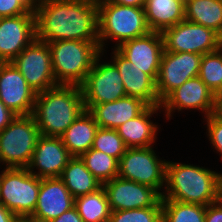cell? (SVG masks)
I'll use <instances>...</instances> for the list:
<instances>
[{
    "mask_svg": "<svg viewBox=\"0 0 222 222\" xmlns=\"http://www.w3.org/2000/svg\"><path fill=\"white\" fill-rule=\"evenodd\" d=\"M36 38L99 42L98 4L94 0H41L34 11Z\"/></svg>",
    "mask_w": 222,
    "mask_h": 222,
    "instance_id": "obj_1",
    "label": "cell"
},
{
    "mask_svg": "<svg viewBox=\"0 0 222 222\" xmlns=\"http://www.w3.org/2000/svg\"><path fill=\"white\" fill-rule=\"evenodd\" d=\"M84 111L81 87L58 84L36 93L32 116L40 135L60 137Z\"/></svg>",
    "mask_w": 222,
    "mask_h": 222,
    "instance_id": "obj_2",
    "label": "cell"
},
{
    "mask_svg": "<svg viewBox=\"0 0 222 222\" xmlns=\"http://www.w3.org/2000/svg\"><path fill=\"white\" fill-rule=\"evenodd\" d=\"M222 173L184 163L166 165L165 192L161 200L208 206L220 200Z\"/></svg>",
    "mask_w": 222,
    "mask_h": 222,
    "instance_id": "obj_3",
    "label": "cell"
},
{
    "mask_svg": "<svg viewBox=\"0 0 222 222\" xmlns=\"http://www.w3.org/2000/svg\"><path fill=\"white\" fill-rule=\"evenodd\" d=\"M47 44L54 77L63 85L80 86L102 53L99 42L61 40Z\"/></svg>",
    "mask_w": 222,
    "mask_h": 222,
    "instance_id": "obj_4",
    "label": "cell"
},
{
    "mask_svg": "<svg viewBox=\"0 0 222 222\" xmlns=\"http://www.w3.org/2000/svg\"><path fill=\"white\" fill-rule=\"evenodd\" d=\"M98 4V36L102 52L107 39L116 40L115 48L124 42L142 37L150 32L145 18L144 8L117 5L108 0Z\"/></svg>",
    "mask_w": 222,
    "mask_h": 222,
    "instance_id": "obj_5",
    "label": "cell"
},
{
    "mask_svg": "<svg viewBox=\"0 0 222 222\" xmlns=\"http://www.w3.org/2000/svg\"><path fill=\"white\" fill-rule=\"evenodd\" d=\"M39 136L32 115H17L0 132V163H4L6 168H27Z\"/></svg>",
    "mask_w": 222,
    "mask_h": 222,
    "instance_id": "obj_6",
    "label": "cell"
},
{
    "mask_svg": "<svg viewBox=\"0 0 222 222\" xmlns=\"http://www.w3.org/2000/svg\"><path fill=\"white\" fill-rule=\"evenodd\" d=\"M40 183L41 178L27 168H4L0 174V201L21 220L33 214Z\"/></svg>",
    "mask_w": 222,
    "mask_h": 222,
    "instance_id": "obj_7",
    "label": "cell"
},
{
    "mask_svg": "<svg viewBox=\"0 0 222 222\" xmlns=\"http://www.w3.org/2000/svg\"><path fill=\"white\" fill-rule=\"evenodd\" d=\"M152 147L127 148L119 161L118 176L153 187L162 195L164 192L160 191L166 184L167 161L161 160Z\"/></svg>",
    "mask_w": 222,
    "mask_h": 222,
    "instance_id": "obj_8",
    "label": "cell"
},
{
    "mask_svg": "<svg viewBox=\"0 0 222 222\" xmlns=\"http://www.w3.org/2000/svg\"><path fill=\"white\" fill-rule=\"evenodd\" d=\"M164 51L207 54L222 47V37L203 25L183 20L162 33Z\"/></svg>",
    "mask_w": 222,
    "mask_h": 222,
    "instance_id": "obj_9",
    "label": "cell"
},
{
    "mask_svg": "<svg viewBox=\"0 0 222 222\" xmlns=\"http://www.w3.org/2000/svg\"><path fill=\"white\" fill-rule=\"evenodd\" d=\"M100 54L92 69L80 85L85 105L88 110L92 105L113 102L126 96L121 75L116 65L110 63H99Z\"/></svg>",
    "mask_w": 222,
    "mask_h": 222,
    "instance_id": "obj_10",
    "label": "cell"
},
{
    "mask_svg": "<svg viewBox=\"0 0 222 222\" xmlns=\"http://www.w3.org/2000/svg\"><path fill=\"white\" fill-rule=\"evenodd\" d=\"M12 63L36 93L58 85L52 70L50 49L44 41L35 38Z\"/></svg>",
    "mask_w": 222,
    "mask_h": 222,
    "instance_id": "obj_11",
    "label": "cell"
},
{
    "mask_svg": "<svg viewBox=\"0 0 222 222\" xmlns=\"http://www.w3.org/2000/svg\"><path fill=\"white\" fill-rule=\"evenodd\" d=\"M201 59V54L163 51L156 79L159 100L190 78L197 77Z\"/></svg>",
    "mask_w": 222,
    "mask_h": 222,
    "instance_id": "obj_12",
    "label": "cell"
},
{
    "mask_svg": "<svg viewBox=\"0 0 222 222\" xmlns=\"http://www.w3.org/2000/svg\"><path fill=\"white\" fill-rule=\"evenodd\" d=\"M166 118L170 119L174 110L197 109L205 112V118L216 113L217 96L199 76L190 78L171 91L162 101Z\"/></svg>",
    "mask_w": 222,
    "mask_h": 222,
    "instance_id": "obj_13",
    "label": "cell"
},
{
    "mask_svg": "<svg viewBox=\"0 0 222 222\" xmlns=\"http://www.w3.org/2000/svg\"><path fill=\"white\" fill-rule=\"evenodd\" d=\"M110 210L121 211L155 206L162 195L153 187L117 176L102 184Z\"/></svg>",
    "mask_w": 222,
    "mask_h": 222,
    "instance_id": "obj_14",
    "label": "cell"
},
{
    "mask_svg": "<svg viewBox=\"0 0 222 222\" xmlns=\"http://www.w3.org/2000/svg\"><path fill=\"white\" fill-rule=\"evenodd\" d=\"M36 38L35 13L0 17V59L12 62Z\"/></svg>",
    "mask_w": 222,
    "mask_h": 222,
    "instance_id": "obj_15",
    "label": "cell"
},
{
    "mask_svg": "<svg viewBox=\"0 0 222 222\" xmlns=\"http://www.w3.org/2000/svg\"><path fill=\"white\" fill-rule=\"evenodd\" d=\"M36 92L12 62L0 68V100L16 115H32Z\"/></svg>",
    "mask_w": 222,
    "mask_h": 222,
    "instance_id": "obj_16",
    "label": "cell"
},
{
    "mask_svg": "<svg viewBox=\"0 0 222 222\" xmlns=\"http://www.w3.org/2000/svg\"><path fill=\"white\" fill-rule=\"evenodd\" d=\"M116 49L156 81L164 51L163 36L160 32L150 31L145 36L124 42Z\"/></svg>",
    "mask_w": 222,
    "mask_h": 222,
    "instance_id": "obj_17",
    "label": "cell"
},
{
    "mask_svg": "<svg viewBox=\"0 0 222 222\" xmlns=\"http://www.w3.org/2000/svg\"><path fill=\"white\" fill-rule=\"evenodd\" d=\"M72 157L61 137L40 135L27 169L41 179L59 177Z\"/></svg>",
    "mask_w": 222,
    "mask_h": 222,
    "instance_id": "obj_18",
    "label": "cell"
},
{
    "mask_svg": "<svg viewBox=\"0 0 222 222\" xmlns=\"http://www.w3.org/2000/svg\"><path fill=\"white\" fill-rule=\"evenodd\" d=\"M112 54L114 55L112 62L121 75L126 96L139 98L148 106H160L161 101L156 90V81L132 64L116 48Z\"/></svg>",
    "mask_w": 222,
    "mask_h": 222,
    "instance_id": "obj_19",
    "label": "cell"
},
{
    "mask_svg": "<svg viewBox=\"0 0 222 222\" xmlns=\"http://www.w3.org/2000/svg\"><path fill=\"white\" fill-rule=\"evenodd\" d=\"M74 206V197L59 177L42 178L32 215L52 221Z\"/></svg>",
    "mask_w": 222,
    "mask_h": 222,
    "instance_id": "obj_20",
    "label": "cell"
},
{
    "mask_svg": "<svg viewBox=\"0 0 222 222\" xmlns=\"http://www.w3.org/2000/svg\"><path fill=\"white\" fill-rule=\"evenodd\" d=\"M148 105L139 98L125 96L113 102L92 105L87 111L100 128L116 129L140 115Z\"/></svg>",
    "mask_w": 222,
    "mask_h": 222,
    "instance_id": "obj_21",
    "label": "cell"
},
{
    "mask_svg": "<svg viewBox=\"0 0 222 222\" xmlns=\"http://www.w3.org/2000/svg\"><path fill=\"white\" fill-rule=\"evenodd\" d=\"M160 106H148L136 118L126 121L116 128L127 148H145L153 146L158 131L157 124L151 122V115L157 113Z\"/></svg>",
    "mask_w": 222,
    "mask_h": 222,
    "instance_id": "obj_22",
    "label": "cell"
},
{
    "mask_svg": "<svg viewBox=\"0 0 222 222\" xmlns=\"http://www.w3.org/2000/svg\"><path fill=\"white\" fill-rule=\"evenodd\" d=\"M145 18L150 31L162 33L185 20V0H146Z\"/></svg>",
    "mask_w": 222,
    "mask_h": 222,
    "instance_id": "obj_23",
    "label": "cell"
},
{
    "mask_svg": "<svg viewBox=\"0 0 222 222\" xmlns=\"http://www.w3.org/2000/svg\"><path fill=\"white\" fill-rule=\"evenodd\" d=\"M98 128L93 116L85 110L60 137L72 156H80L92 148Z\"/></svg>",
    "mask_w": 222,
    "mask_h": 222,
    "instance_id": "obj_24",
    "label": "cell"
},
{
    "mask_svg": "<svg viewBox=\"0 0 222 222\" xmlns=\"http://www.w3.org/2000/svg\"><path fill=\"white\" fill-rule=\"evenodd\" d=\"M59 178L74 198L93 193L102 187V183L86 168L79 156L69 160Z\"/></svg>",
    "mask_w": 222,
    "mask_h": 222,
    "instance_id": "obj_25",
    "label": "cell"
},
{
    "mask_svg": "<svg viewBox=\"0 0 222 222\" xmlns=\"http://www.w3.org/2000/svg\"><path fill=\"white\" fill-rule=\"evenodd\" d=\"M185 20L212 29L222 37V0H185Z\"/></svg>",
    "mask_w": 222,
    "mask_h": 222,
    "instance_id": "obj_26",
    "label": "cell"
},
{
    "mask_svg": "<svg viewBox=\"0 0 222 222\" xmlns=\"http://www.w3.org/2000/svg\"><path fill=\"white\" fill-rule=\"evenodd\" d=\"M74 206L83 222H108L111 214L103 186L93 193L74 198Z\"/></svg>",
    "mask_w": 222,
    "mask_h": 222,
    "instance_id": "obj_27",
    "label": "cell"
},
{
    "mask_svg": "<svg viewBox=\"0 0 222 222\" xmlns=\"http://www.w3.org/2000/svg\"><path fill=\"white\" fill-rule=\"evenodd\" d=\"M79 157L102 184L116 178L119 174V161L104 152L91 148Z\"/></svg>",
    "mask_w": 222,
    "mask_h": 222,
    "instance_id": "obj_28",
    "label": "cell"
},
{
    "mask_svg": "<svg viewBox=\"0 0 222 222\" xmlns=\"http://www.w3.org/2000/svg\"><path fill=\"white\" fill-rule=\"evenodd\" d=\"M206 206L162 200V222H205Z\"/></svg>",
    "mask_w": 222,
    "mask_h": 222,
    "instance_id": "obj_29",
    "label": "cell"
},
{
    "mask_svg": "<svg viewBox=\"0 0 222 222\" xmlns=\"http://www.w3.org/2000/svg\"><path fill=\"white\" fill-rule=\"evenodd\" d=\"M198 76L216 96L222 92V47L202 55Z\"/></svg>",
    "mask_w": 222,
    "mask_h": 222,
    "instance_id": "obj_30",
    "label": "cell"
},
{
    "mask_svg": "<svg viewBox=\"0 0 222 222\" xmlns=\"http://www.w3.org/2000/svg\"><path fill=\"white\" fill-rule=\"evenodd\" d=\"M92 148L104 152L118 161H120L127 150V146L116 129L100 127L96 131Z\"/></svg>",
    "mask_w": 222,
    "mask_h": 222,
    "instance_id": "obj_31",
    "label": "cell"
},
{
    "mask_svg": "<svg viewBox=\"0 0 222 222\" xmlns=\"http://www.w3.org/2000/svg\"><path fill=\"white\" fill-rule=\"evenodd\" d=\"M108 222H162V200L153 207L113 211Z\"/></svg>",
    "mask_w": 222,
    "mask_h": 222,
    "instance_id": "obj_32",
    "label": "cell"
},
{
    "mask_svg": "<svg viewBox=\"0 0 222 222\" xmlns=\"http://www.w3.org/2000/svg\"><path fill=\"white\" fill-rule=\"evenodd\" d=\"M207 119L208 137L213 148L220 152L222 157V117L217 113L211 114Z\"/></svg>",
    "mask_w": 222,
    "mask_h": 222,
    "instance_id": "obj_33",
    "label": "cell"
},
{
    "mask_svg": "<svg viewBox=\"0 0 222 222\" xmlns=\"http://www.w3.org/2000/svg\"><path fill=\"white\" fill-rule=\"evenodd\" d=\"M31 11L22 0H0V17L22 15Z\"/></svg>",
    "mask_w": 222,
    "mask_h": 222,
    "instance_id": "obj_34",
    "label": "cell"
},
{
    "mask_svg": "<svg viewBox=\"0 0 222 222\" xmlns=\"http://www.w3.org/2000/svg\"><path fill=\"white\" fill-rule=\"evenodd\" d=\"M205 222H222V201L206 206Z\"/></svg>",
    "mask_w": 222,
    "mask_h": 222,
    "instance_id": "obj_35",
    "label": "cell"
},
{
    "mask_svg": "<svg viewBox=\"0 0 222 222\" xmlns=\"http://www.w3.org/2000/svg\"><path fill=\"white\" fill-rule=\"evenodd\" d=\"M17 115L0 100V132L5 129Z\"/></svg>",
    "mask_w": 222,
    "mask_h": 222,
    "instance_id": "obj_36",
    "label": "cell"
},
{
    "mask_svg": "<svg viewBox=\"0 0 222 222\" xmlns=\"http://www.w3.org/2000/svg\"><path fill=\"white\" fill-rule=\"evenodd\" d=\"M50 222H83L75 206Z\"/></svg>",
    "mask_w": 222,
    "mask_h": 222,
    "instance_id": "obj_37",
    "label": "cell"
},
{
    "mask_svg": "<svg viewBox=\"0 0 222 222\" xmlns=\"http://www.w3.org/2000/svg\"><path fill=\"white\" fill-rule=\"evenodd\" d=\"M20 219L0 201V222H19Z\"/></svg>",
    "mask_w": 222,
    "mask_h": 222,
    "instance_id": "obj_38",
    "label": "cell"
},
{
    "mask_svg": "<svg viewBox=\"0 0 222 222\" xmlns=\"http://www.w3.org/2000/svg\"><path fill=\"white\" fill-rule=\"evenodd\" d=\"M110 3L117 5H127L144 8L146 0H108Z\"/></svg>",
    "mask_w": 222,
    "mask_h": 222,
    "instance_id": "obj_39",
    "label": "cell"
},
{
    "mask_svg": "<svg viewBox=\"0 0 222 222\" xmlns=\"http://www.w3.org/2000/svg\"><path fill=\"white\" fill-rule=\"evenodd\" d=\"M22 222H50L46 219L38 218L34 215H27L21 219Z\"/></svg>",
    "mask_w": 222,
    "mask_h": 222,
    "instance_id": "obj_40",
    "label": "cell"
},
{
    "mask_svg": "<svg viewBox=\"0 0 222 222\" xmlns=\"http://www.w3.org/2000/svg\"><path fill=\"white\" fill-rule=\"evenodd\" d=\"M32 11H35L41 0H22Z\"/></svg>",
    "mask_w": 222,
    "mask_h": 222,
    "instance_id": "obj_41",
    "label": "cell"
},
{
    "mask_svg": "<svg viewBox=\"0 0 222 222\" xmlns=\"http://www.w3.org/2000/svg\"><path fill=\"white\" fill-rule=\"evenodd\" d=\"M216 113L222 117V92L217 96V109Z\"/></svg>",
    "mask_w": 222,
    "mask_h": 222,
    "instance_id": "obj_42",
    "label": "cell"
},
{
    "mask_svg": "<svg viewBox=\"0 0 222 222\" xmlns=\"http://www.w3.org/2000/svg\"><path fill=\"white\" fill-rule=\"evenodd\" d=\"M220 200L222 201V185H221V188H220Z\"/></svg>",
    "mask_w": 222,
    "mask_h": 222,
    "instance_id": "obj_43",
    "label": "cell"
},
{
    "mask_svg": "<svg viewBox=\"0 0 222 222\" xmlns=\"http://www.w3.org/2000/svg\"><path fill=\"white\" fill-rule=\"evenodd\" d=\"M4 61L0 59V68L3 65Z\"/></svg>",
    "mask_w": 222,
    "mask_h": 222,
    "instance_id": "obj_44",
    "label": "cell"
}]
</instances>
